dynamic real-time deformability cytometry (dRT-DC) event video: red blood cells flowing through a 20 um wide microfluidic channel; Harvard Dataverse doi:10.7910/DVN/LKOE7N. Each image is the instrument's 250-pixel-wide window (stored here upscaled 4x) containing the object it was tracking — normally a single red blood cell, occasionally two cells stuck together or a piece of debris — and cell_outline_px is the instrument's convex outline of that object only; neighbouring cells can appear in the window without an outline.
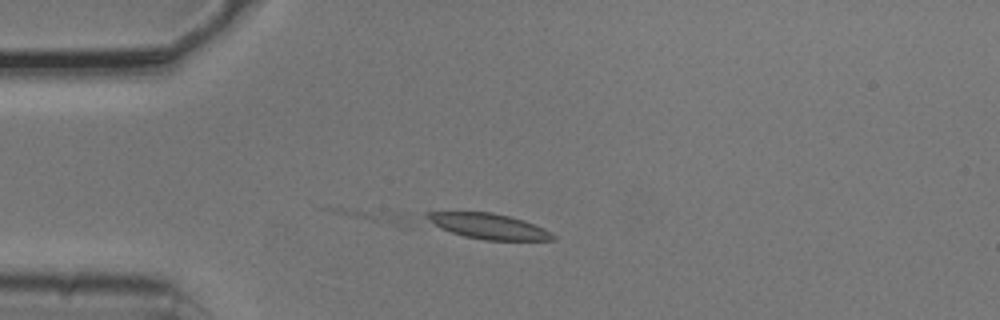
{"species": "common noctule bat (a hibernating species)", "species_latin": "Nyctalus noctula", "temperature_condition": "cold", "stored_images_in_passage": 7, "camera_frame_rate_fps": 3000, "um_per_image_px": 0.085, "animal": {"sex": "male", "body_mass_g": 20.5, "forearm_length_mm": 52.5}, "frame": {"image": 1, "passage_image": 3, "time_ms": 0.667, "image_size_px": [1000, 320], "cell_outline_px": [[556, 240], [484, 240], [464, 236], [440, 228], [428, 220], [424, 216], [424, 212], [492, 212], [524, 220], [544, 228], [552, 232], [556, 236]], "centroid_in_image_um": [41.56, 19.23], "position_along_channel_um": 43.4, "area_um2": 18.67}}
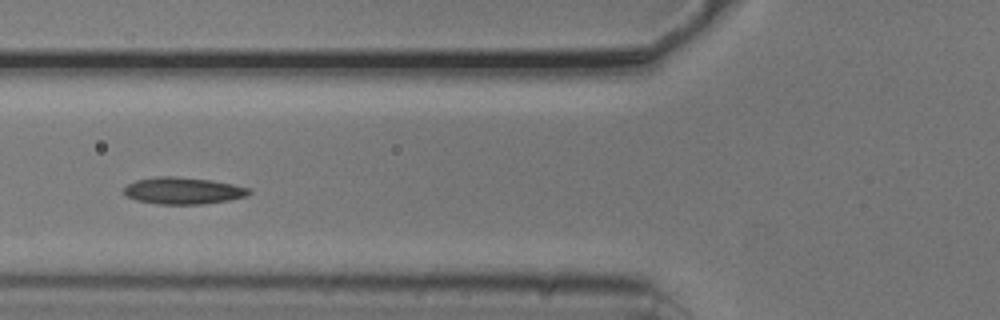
{"frame": {"image": 2, "passage_image": 5, "time_ms": 1.333, "image_size_px": [1000, 320], "cell_outline_px": [[252, 192], [248, 196], [228, 200], [200, 204], [160, 204], [136, 200], [128, 196], [124, 192], [124, 188], [128, 184], [136, 180], [156, 176], [176, 176], [212, 180], [252, 188]], "centroid_in_image_um": [15.6, 16.2], "position_along_channel_um": 110.2, "area_um2": 19.59}}
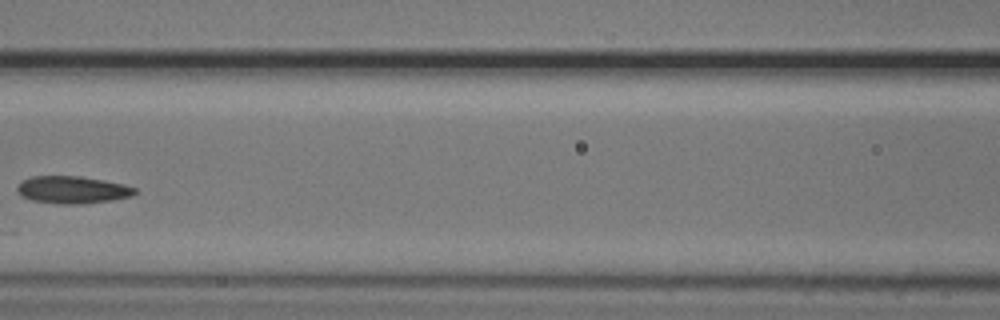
{"frame": {"image": 3, "passage_image": 6, "time_ms": 1.667, "image_size_px": [1000, 320], "cell_outline_px": [[136, 192], [132, 196], [112, 200], [80, 204], [56, 204], [32, 200], [20, 196], [16, 188], [24, 180], [32, 176], [76, 176], [104, 180], [124, 184], [136, 188]], "centroid_in_image_um": [6.16, 16.14], "position_along_channel_um": 160.4, "area_um2": 18.73}}